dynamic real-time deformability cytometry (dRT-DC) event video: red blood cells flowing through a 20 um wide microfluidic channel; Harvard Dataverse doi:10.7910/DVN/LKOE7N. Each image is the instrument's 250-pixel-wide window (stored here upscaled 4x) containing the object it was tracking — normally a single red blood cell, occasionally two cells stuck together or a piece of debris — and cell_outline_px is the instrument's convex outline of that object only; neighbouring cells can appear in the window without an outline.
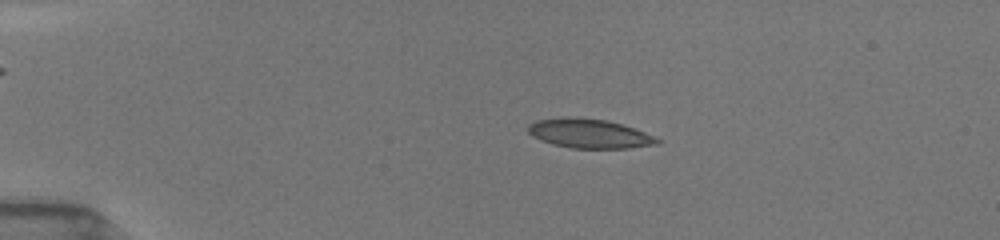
{"species": "common noctule bat (a hibernating species)", "species_latin": "Nyctalus noctula", "temperature_condition": "room temperature", "stored_images_in_passage": 64, "camera_frame_rate_fps": 3000, "um_per_image_px": 0.085, "animal": {"sex": "female", "body_mass_g": 19.5, "forearm_length_mm": 54.1}, "frame": {"image": 1, "passage_image": 9, "time_ms": 3.0, "image_size_px": [1000, 240], "cell_outline_px": [[664, 140], [660, 144], [628, 148], [572, 148], [552, 144], [540, 140], [532, 136], [528, 132], [528, 124], [536, 120], [560, 116], [568, 116], [604, 120], [620, 124], [644, 132]], "centroid_in_image_um": [50.07, 11.35], "position_along_channel_um": 34.9, "area_um2": 22.14}}
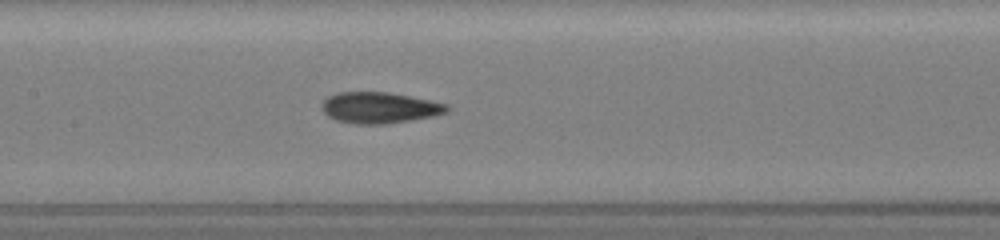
{"frame": {"image": 2, "passage_image": 25, "time_ms": 8.0, "image_size_px": [1000, 240], "cell_outline_px": [[452, 108], [448, 112], [432, 116], [388, 124], [356, 124], [336, 120], [328, 116], [320, 108], [320, 104], [328, 96], [340, 92], [388, 92], [448, 104]], "centroid_in_image_um": [32.25, 9.16], "position_along_channel_um": 175.2, "area_um2": 22.72}}
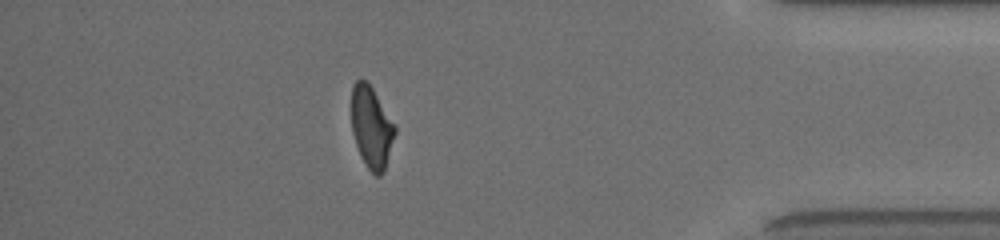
{"frame": {"image": 3, "passage_image": 55, "time_ms": 14.667, "image_size_px": [1000, 240], "cell_outline_px": [[396, 132], [384, 172], [380, 176], [376, 176], [368, 168], [356, 144], [352, 132], [352, 84], [356, 80], [368, 80], [396, 124]], "centroid_in_image_um": [31.6, 10.77], "position_along_channel_um": 403.6, "area_um2": 20.81}, "authors_computed_cell_mechanics": {"area_um2": 22.0218, "velocity_mm_per_s": 3.9383, "shape_relaxation_time_tau1_ms": 8.8138, "shape_relaxation_time_tau2_ms": 1.5284, "deformation_change_tau1": 0.2503, "deformation_change_tau2": 0.083}}